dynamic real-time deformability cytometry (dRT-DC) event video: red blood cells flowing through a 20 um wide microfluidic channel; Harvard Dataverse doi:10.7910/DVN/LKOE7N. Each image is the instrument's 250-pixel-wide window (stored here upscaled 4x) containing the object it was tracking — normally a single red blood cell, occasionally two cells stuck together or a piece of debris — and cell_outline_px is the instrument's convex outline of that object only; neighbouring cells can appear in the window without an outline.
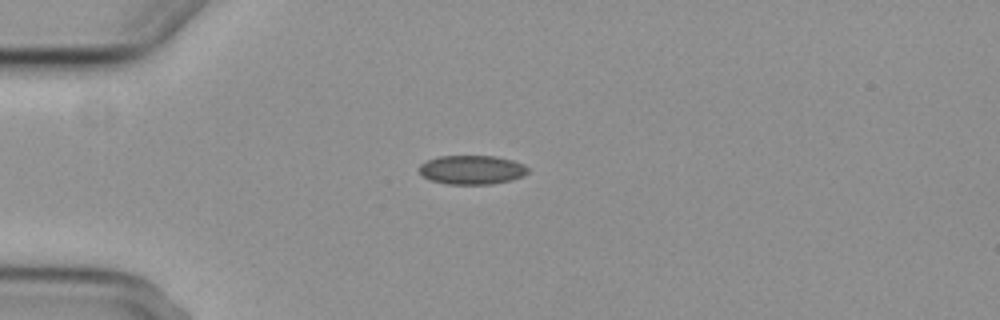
{"species": "common noctule bat (a hibernating species)", "species_latin": "Nyctalus noctula", "temperature_condition": "cold", "stored_images_in_passage": 2, "camera_frame_rate_fps": 3000, "um_per_image_px": 0.085, "animal": {"sex": "female", "body_mass_g": 29.2, "forearm_length_mm": 56.3}, "frame": {"image": 1, "passage_image": 2, "time_ms": 1.667, "image_size_px": [1000, 320], "cell_outline_px": [[528, 172], [524, 176], [512, 180], [492, 184], [448, 184], [428, 180], [420, 172], [420, 164], [428, 160], [440, 156], [496, 156], [512, 160], [524, 164], [528, 168]], "centroid_in_image_um": [40.13, 14.44], "position_along_channel_um": 44.9, "area_um2": 18.44}}